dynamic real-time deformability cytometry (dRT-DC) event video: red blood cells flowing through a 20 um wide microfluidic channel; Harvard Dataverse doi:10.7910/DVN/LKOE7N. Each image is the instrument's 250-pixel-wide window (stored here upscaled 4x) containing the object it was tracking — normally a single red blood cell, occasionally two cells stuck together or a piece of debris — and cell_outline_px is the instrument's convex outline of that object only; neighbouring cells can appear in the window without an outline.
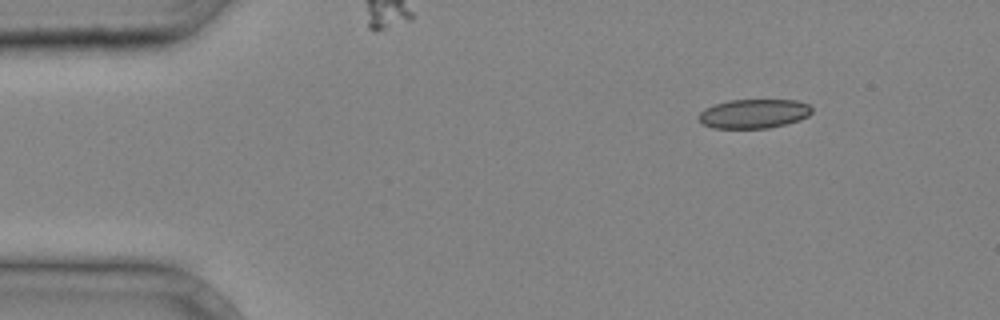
{"species": "common noctule bat (a hibernating species)", "species_latin": "Nyctalus noctula", "temperature_condition": "cold", "stored_images_in_passage": 3, "camera_frame_rate_fps": 3000, "um_per_image_px": 0.085, "animal": {"sex": "male", "body_mass_g": 20.4}, "frame": {"image": 1, "passage_image": 1, "time_ms": 0.0, "image_size_px": [1000, 320], "cell_outline_px": [[812, 112], [808, 116], [800, 120], [768, 128], [712, 128], [704, 124], [696, 116], [704, 108], [728, 100], [796, 100], [808, 104], [812, 108]], "centroid_in_image_um": [64.07, 9.66], "position_along_channel_um": 20.9, "area_um2": 19.25}}
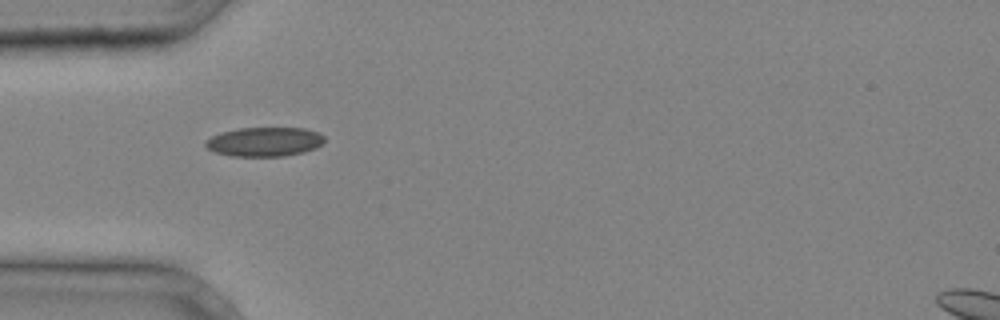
{"frame": {"image": 2, "passage_image": 3, "time_ms": 0.667, "image_size_px": [1000, 320], "cell_outline_px": [[324, 144], [316, 148], [304, 152], [284, 156], [232, 156], [216, 152], [208, 148], [204, 144], [212, 136], [220, 132], [240, 128], [304, 128], [320, 132], [324, 136]], "centroid_in_image_um": [22.54, 12.04], "position_along_channel_um": 62.5, "area_um2": 20.29}}